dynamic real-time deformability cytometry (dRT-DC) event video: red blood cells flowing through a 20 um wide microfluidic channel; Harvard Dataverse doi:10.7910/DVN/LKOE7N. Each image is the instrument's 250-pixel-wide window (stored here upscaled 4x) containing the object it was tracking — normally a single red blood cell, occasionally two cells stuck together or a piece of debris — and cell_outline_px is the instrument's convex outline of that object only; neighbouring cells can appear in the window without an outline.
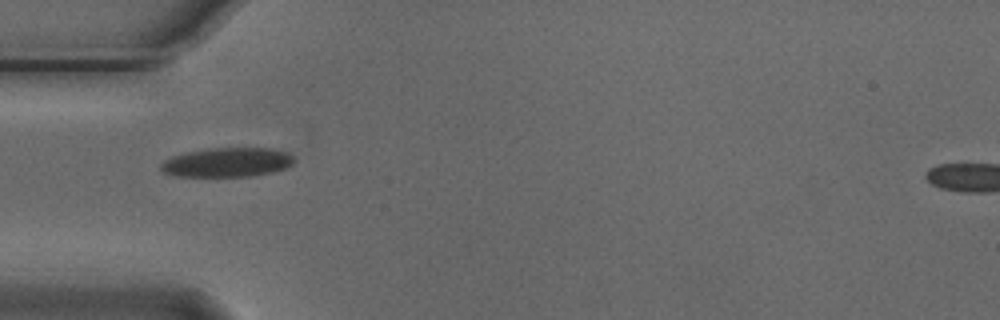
{"species": "Egyptian fruit bat (a non-hibernating species)", "species_latin": "Rousettus aegyptiacus", "temperature_condition": "cold", "stored_images_in_passage": 6, "camera_frame_rate_fps": 3000, "um_per_image_px": 0.085, "animal": {"sex": "male"}, "frame": {"image": 1, "passage_image": 4, "time_ms": 1.0, "image_size_px": [1000, 320], "cell_outline_px": [[292, 164], [284, 168], [272, 172], [252, 176], [172, 176], [164, 172], [160, 168], [160, 164], [164, 160], [172, 156], [184, 152], [208, 148], [272, 148], [288, 152], [292, 156]], "centroid_in_image_um": [19.27, 13.79], "position_along_channel_um": 65.7, "area_um2": 22.77}}
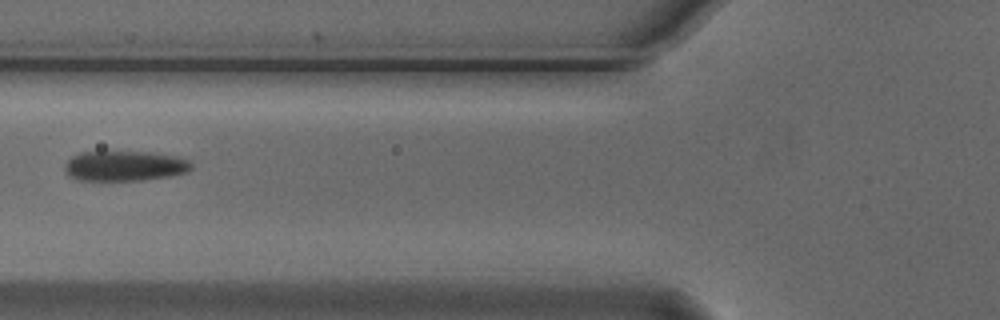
{"frame": {"image": 2, "passage_image": 5, "time_ms": 1.333, "image_size_px": [1000, 320], "cell_outline_px": [[192, 168], [188, 172], [168, 176], [144, 180], [80, 180], [68, 176], [64, 172], [64, 164], [72, 156], [80, 152], [152, 152], [176, 156], [188, 160], [192, 164]], "centroid_in_image_um": [10.58, 14.1], "position_along_channel_um": 115.2, "area_um2": 22.31}}
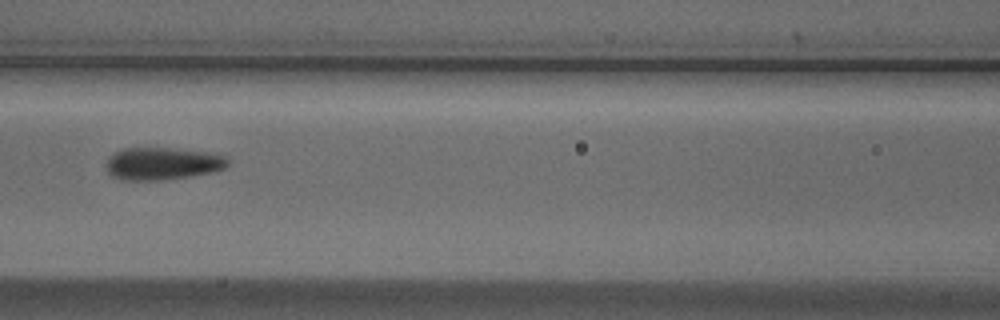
{"frame": {"image": 3, "passage_image": 6, "time_ms": 1.667, "image_size_px": [1000, 320], "cell_outline_px": [[228, 164], [224, 168], [212, 172], [192, 176], [168, 180], [120, 180], [112, 176], [108, 172], [104, 164], [108, 156], [120, 148], [168, 148], [216, 152], [228, 156]], "centroid_in_image_um": [13.8, 13.9], "position_along_channel_um": 152.8, "area_um2": 23.64}}